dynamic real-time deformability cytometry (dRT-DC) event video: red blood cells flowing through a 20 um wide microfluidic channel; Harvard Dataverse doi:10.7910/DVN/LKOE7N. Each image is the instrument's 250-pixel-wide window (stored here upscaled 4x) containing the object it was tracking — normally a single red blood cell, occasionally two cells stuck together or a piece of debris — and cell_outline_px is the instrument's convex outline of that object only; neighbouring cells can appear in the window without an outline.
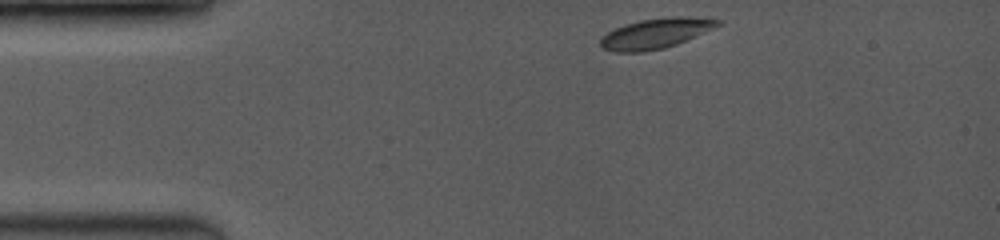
{"species": "common noctule bat (a hibernating species)", "species_latin": "Nyctalus noctula", "temperature_condition": "room temperature", "stored_images_in_passage": 51, "camera_frame_rate_fps": 3500, "um_per_image_px": 0.085, "animal": {"sex": "female", "body_mass_g": 19.0, "forearm_length_mm": 53.3}, "frame": {"image": 1, "passage_image": 1, "time_ms": 0.0, "image_size_px": [1000, 240], "cell_outline_px": [[724, 24], [676, 44], [664, 48], [644, 52], [612, 52], [600, 48], [600, 40], [608, 32], [616, 28], [640, 20], [720, 20]], "centroid_in_image_um": [55.6, 2.94], "position_along_channel_um": 29.4, "area_um2": 19.19}}
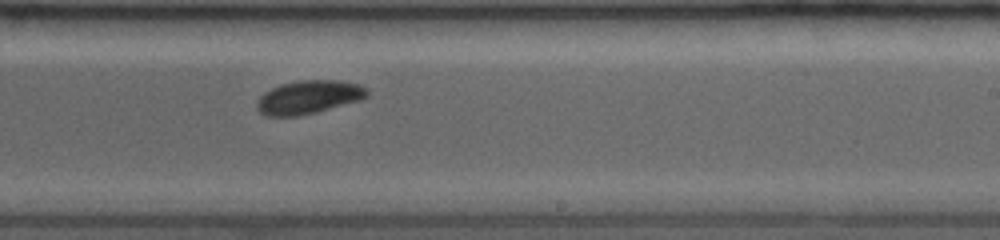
{"frame": {"image": 2, "passage_image": 30, "time_ms": 7.143, "image_size_px": [1000, 240], "cell_outline_px": [[368, 96], [360, 100], [296, 116], [264, 116], [256, 108], [256, 100], [264, 92], [280, 84], [300, 80], [336, 80], [360, 84], [368, 92]], "centroid_in_image_um": [26.18, 8.25], "position_along_channel_um": 262.8, "area_um2": 21.21}}
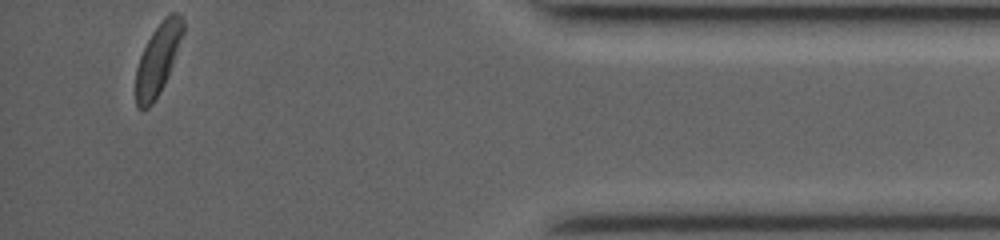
{"frame": {"image": 3, "passage_image": 50, "time_ms": 12.0, "image_size_px": [1000, 240], "cell_outline_px": [[184, 32], [168, 76], [160, 92], [152, 104], [148, 108], [140, 112], [136, 108], [136, 68], [140, 56], [152, 32], [164, 16], [172, 12], [180, 12], [184, 16]], "centroid_in_image_um": [13.43, 5.02], "position_along_channel_um": 421.8, "area_um2": 19.77}, "authors_computed_cell_mechanics": {"area_um2": 21.097, "velocity_mm_per_s": 4.0401, "shape_relaxation_time_tau1_ms": 2.5533, "shape_relaxation_time_tau2_ms": null, "deformation_change_tau1": 0.0762, "deformation_change_tau2": null}}